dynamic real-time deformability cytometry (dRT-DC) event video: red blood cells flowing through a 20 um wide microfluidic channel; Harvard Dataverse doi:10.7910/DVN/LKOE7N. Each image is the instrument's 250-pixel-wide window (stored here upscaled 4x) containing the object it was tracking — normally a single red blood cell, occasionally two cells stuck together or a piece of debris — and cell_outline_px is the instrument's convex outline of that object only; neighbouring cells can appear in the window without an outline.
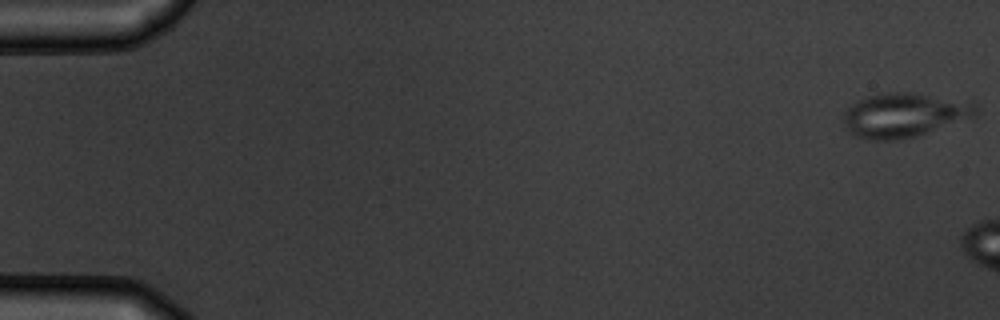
{"species": "common noctule bat (a hibernating species)", "species_latin": "Nyctalus noctula", "temperature_condition": "warm", "stored_images_in_passage": 3, "camera_frame_rate_fps": 3000, "um_per_image_px": 0.085, "animal": {"sex": "male", "body_mass_g": 19.5, "forearm_length_mm": 54.6}, "frame": {"image": 1, "passage_image": 1, "time_ms": 0.0, "image_size_px": [1000, 320], "cell_outline_px": [[980, 112], [976, 116], [916, 136], [900, 140], [872, 140], [856, 136], [848, 132], [844, 124], [844, 112], [852, 104], [868, 96], [888, 92], [912, 92], [972, 100], [980, 104]], "centroid_in_image_um": [76.96, 9.76], "position_along_channel_um": 8.0, "area_um2": 34.74}}